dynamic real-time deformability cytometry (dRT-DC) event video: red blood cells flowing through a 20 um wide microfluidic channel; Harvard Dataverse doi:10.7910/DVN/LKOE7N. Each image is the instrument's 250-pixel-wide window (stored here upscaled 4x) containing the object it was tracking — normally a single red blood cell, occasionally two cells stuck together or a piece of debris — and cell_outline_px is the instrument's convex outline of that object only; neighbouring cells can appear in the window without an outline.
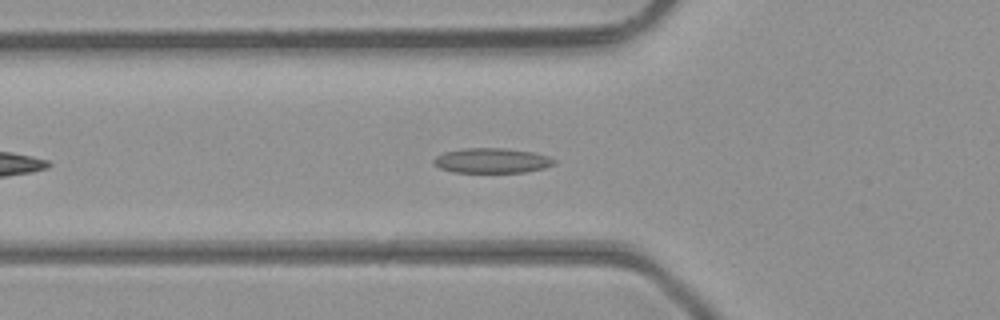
{"species": "common noctule bat (a hibernating species)", "species_latin": "Nyctalus noctula", "temperature_condition": "room temperature", "stored_images_in_passage": 28, "camera_frame_rate_fps": 3000, "um_per_image_px": 0.085, "animal": {"sex": "male", "body_mass_g": 23.1, "forearm_length_mm": 52.7}, "frame": {"image": 1, "passage_image": 7, "time_ms": 2.0, "image_size_px": [1000, 320], "cell_outline_px": [[556, 164], [544, 168], [524, 172], [452, 172], [440, 168], [432, 160], [436, 156], [444, 152], [464, 148], [504, 148], [532, 152], [548, 156], [556, 160]], "centroid_in_image_um": [41.82, 13.65], "position_along_channel_um": 84.0, "area_um2": 17.46}}
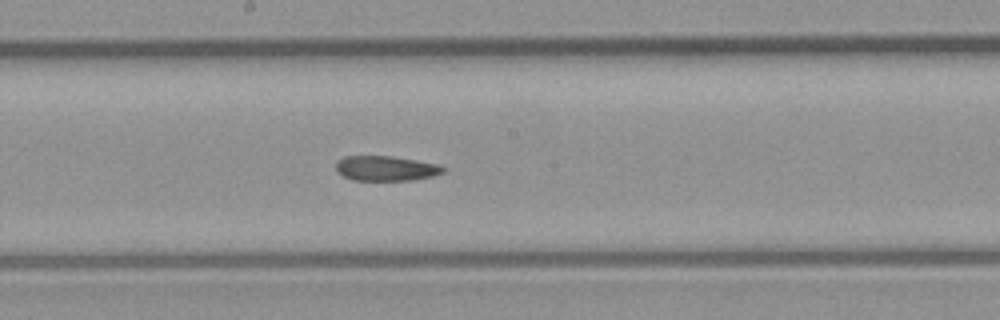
{"frame": {"image": 2, "passage_image": 16, "time_ms": 5.0, "image_size_px": [1000, 320], "cell_outline_px": [[448, 168], [444, 172], [432, 176], [416, 180], [352, 180], [336, 172], [336, 160], [344, 156], [392, 156], [416, 160], [436, 164]], "centroid_in_image_um": [32.79, 14.31], "position_along_channel_um": 215.4, "area_um2": 15.72}}
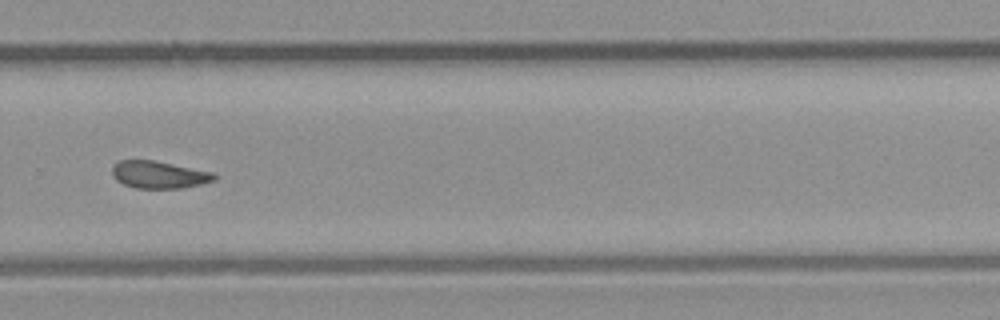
{"frame": {"image": 3, "passage_image": 23, "time_ms": 7.333, "image_size_px": [1000, 320], "cell_outline_px": [[216, 180], [200, 184], [180, 188], [136, 188], [124, 184], [116, 180], [112, 176], [112, 168], [120, 160], [152, 160], [212, 172], [216, 176]], "centroid_in_image_um": [13.49, 14.85], "position_along_channel_um": 316.3, "area_um2": 16.01}, "authors_computed_cell_mechanics": {"area_um2": 16.7042, "velocity_mm_per_s": 4.3468, "shape_relaxation_time_tau1_ms": null, "shape_relaxation_time_tau2_ms": 5.7978, "deformation_change_tau1": null, "deformation_change_tau2": 0.1146}}